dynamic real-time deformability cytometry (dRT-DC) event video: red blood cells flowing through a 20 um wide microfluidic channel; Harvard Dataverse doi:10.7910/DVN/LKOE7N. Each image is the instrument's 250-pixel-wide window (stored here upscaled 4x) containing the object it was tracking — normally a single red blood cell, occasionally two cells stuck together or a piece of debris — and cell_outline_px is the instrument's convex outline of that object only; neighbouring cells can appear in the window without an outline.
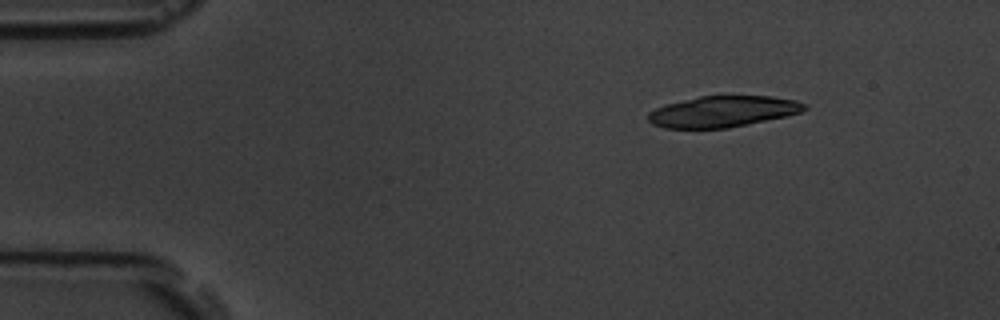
{"species": "common noctule bat (a hibernating species)", "species_latin": "Nyctalus noctula", "temperature_condition": "room temperature", "stored_images_in_passage": 6, "camera_frame_rate_fps": 3000, "um_per_image_px": 0.085, "animal": {"sex": "male", "body_mass_g": 19.5, "forearm_length_mm": 54.6}, "frame": {"image": 1, "passage_image": 2, "time_ms": 2.333, "image_size_px": [1000, 320], "cell_outline_px": [[808, 108], [800, 112], [788, 116], [728, 128], [664, 128], [652, 124], [648, 120], [648, 112], [664, 104], [700, 96], [772, 96], [796, 100], [808, 104]], "centroid_in_image_um": [61.46, 9.48], "position_along_channel_um": 23.5, "area_um2": 28.5}}